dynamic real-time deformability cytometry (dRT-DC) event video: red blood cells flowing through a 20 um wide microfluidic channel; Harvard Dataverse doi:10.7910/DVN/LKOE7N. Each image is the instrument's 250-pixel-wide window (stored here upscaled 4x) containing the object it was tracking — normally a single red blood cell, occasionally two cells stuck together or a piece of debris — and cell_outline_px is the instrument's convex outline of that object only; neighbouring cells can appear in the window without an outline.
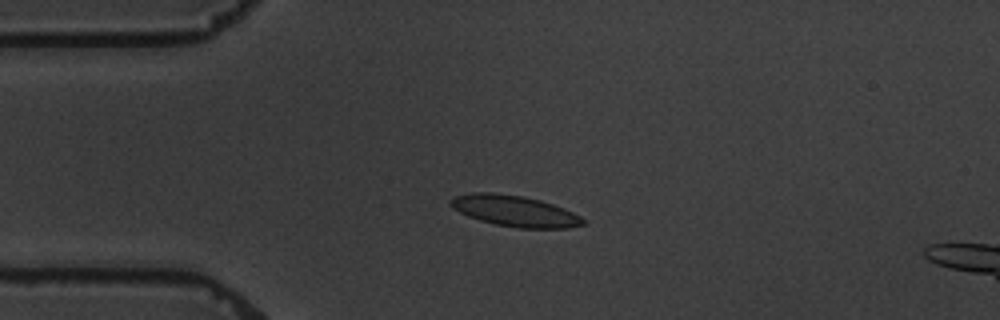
{"species": "common noctule bat (a hibernating species)", "species_latin": "Nyctalus noctula", "temperature_condition": "warm", "stored_images_in_passage": 4, "camera_frame_rate_fps": 3000, "um_per_image_px": 0.085, "animal": {"sex": "male", "body_mass_g": 19.5, "forearm_length_mm": 54.6}, "frame": {"image": 1, "passage_image": 4, "time_ms": 4.333, "image_size_px": [1000, 320], "cell_outline_px": [[584, 224], [568, 228], [520, 228], [496, 224], [480, 220], [468, 216], [452, 208], [448, 204], [448, 200], [456, 196], [472, 192], [492, 192], [524, 196], [540, 200], [552, 204], [572, 212], [580, 216], [584, 220]], "centroid_in_image_um": [43.71, 17.92], "position_along_channel_um": 41.3, "area_um2": 23.81}}